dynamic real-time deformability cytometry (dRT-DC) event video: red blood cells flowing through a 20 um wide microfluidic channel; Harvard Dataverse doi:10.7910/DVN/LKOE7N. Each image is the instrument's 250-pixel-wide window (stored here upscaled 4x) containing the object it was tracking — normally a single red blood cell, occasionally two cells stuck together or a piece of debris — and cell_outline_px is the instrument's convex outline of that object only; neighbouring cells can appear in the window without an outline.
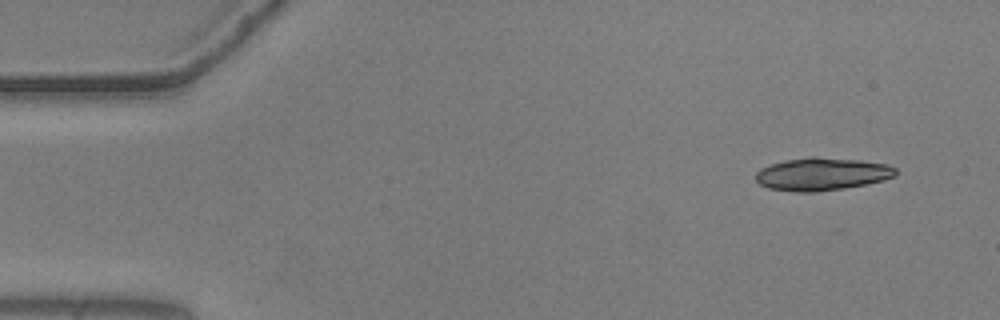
{"species": "common noctule bat (a hibernating species)", "species_latin": "Nyctalus noctula", "temperature_condition": "warm", "stored_images_in_passage": 48, "camera_frame_rate_fps": 3000, "um_per_image_px": 0.085, "animal": {"sex": "male", "body_mass_g": 20.5, "forearm_length_mm": 52.5}, "frame": {"image": 1, "passage_image": 1, "time_ms": 0.0, "image_size_px": [1000, 320], "cell_outline_px": [[896, 176], [884, 180], [844, 188], [816, 192], [796, 192], [768, 188], [760, 184], [756, 180], [756, 172], [760, 168], [768, 164], [784, 160], [808, 156], [816, 156], [860, 160], [888, 164], [896, 168]], "centroid_in_image_um": [69.84, 14.78], "position_along_channel_um": 15.2, "area_um2": 26.99}}